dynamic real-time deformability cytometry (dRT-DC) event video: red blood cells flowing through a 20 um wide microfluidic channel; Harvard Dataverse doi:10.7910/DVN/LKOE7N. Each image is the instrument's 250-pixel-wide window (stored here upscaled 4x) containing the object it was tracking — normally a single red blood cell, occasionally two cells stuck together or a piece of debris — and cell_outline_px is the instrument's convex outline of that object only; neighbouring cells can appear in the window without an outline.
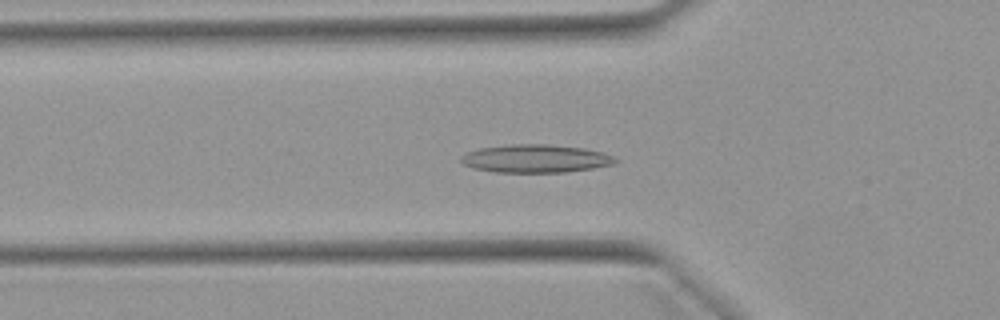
{"species": "Egyptian fruit bat (a non-hibernating species)", "species_latin": "Rousettus aegyptiacus", "temperature_condition": "warm", "stored_images_in_passage": 26, "camera_frame_rate_fps": 3000, "um_per_image_px": 0.085, "animal": {"sex": "female"}, "frame": {"image": 1, "passage_image": 2, "time_ms": 0.333, "image_size_px": [1000, 320], "cell_outline_px": [[620, 160], [612, 164], [592, 168], [564, 172], [496, 172], [472, 168], [464, 164], [460, 160], [460, 156], [468, 152], [480, 148], [512, 144], [548, 144], [584, 148], [604, 152]], "centroid_in_image_um": [45.52, 13.47], "position_along_channel_um": 80.3, "area_um2": 25.2}}
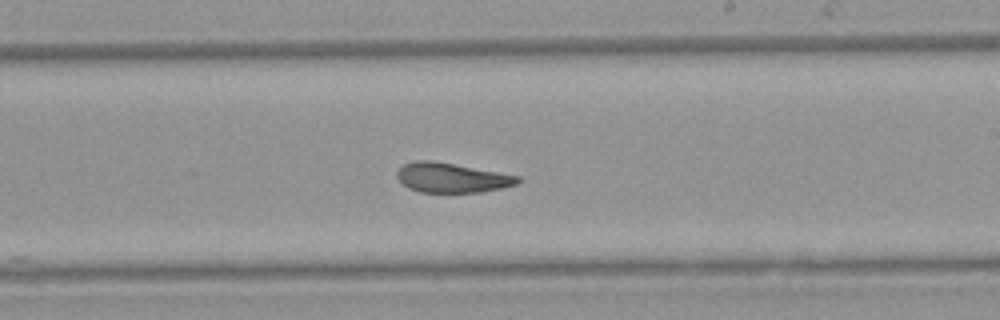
{"frame": {"image": 2, "passage_image": 15, "time_ms": 4.667, "image_size_px": [1000, 320], "cell_outline_px": [[520, 180], [516, 184], [500, 188], [480, 192], [420, 192], [408, 188], [396, 176], [396, 172], [404, 164], [416, 160], [432, 160], [520, 176]], "centroid_in_image_um": [38.37, 15.1], "position_along_channel_um": 250.6, "area_um2": 20.63}}
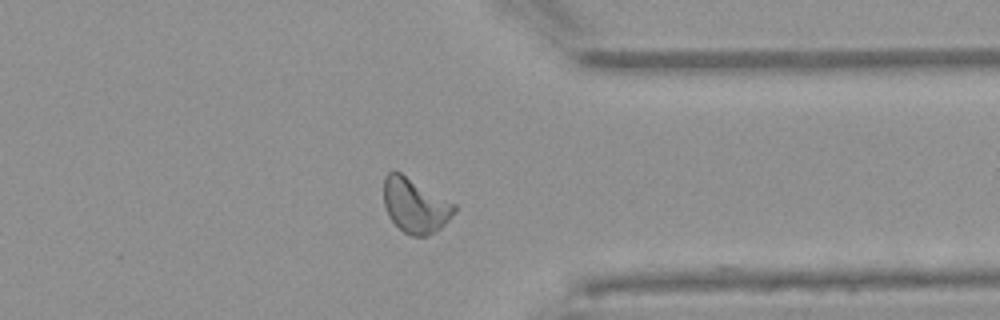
{"frame": {"image": 3, "passage_image": 25, "time_ms": 8.0, "image_size_px": [1000, 320], "cell_outline_px": [[456, 212], [440, 228], [428, 236], [412, 236], [404, 232], [388, 216], [384, 204], [384, 176], [388, 172], [400, 172], [456, 204]], "centroid_in_image_um": [35.29, 17.47], "position_along_channel_um": 376.1, "area_um2": 22.31}}